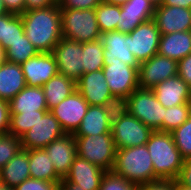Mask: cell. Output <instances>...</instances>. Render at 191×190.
Masks as SVG:
<instances>
[{
  "label": "cell",
  "instance_id": "1",
  "mask_svg": "<svg viewBox=\"0 0 191 190\" xmlns=\"http://www.w3.org/2000/svg\"><path fill=\"white\" fill-rule=\"evenodd\" d=\"M20 15L25 35L38 52L52 53L54 47L63 38L59 4L25 11Z\"/></svg>",
  "mask_w": 191,
  "mask_h": 190
},
{
  "label": "cell",
  "instance_id": "2",
  "mask_svg": "<svg viewBox=\"0 0 191 190\" xmlns=\"http://www.w3.org/2000/svg\"><path fill=\"white\" fill-rule=\"evenodd\" d=\"M153 162L154 173L159 179L176 180L184 159L177 149L170 132L153 131L146 143Z\"/></svg>",
  "mask_w": 191,
  "mask_h": 190
},
{
  "label": "cell",
  "instance_id": "3",
  "mask_svg": "<svg viewBox=\"0 0 191 190\" xmlns=\"http://www.w3.org/2000/svg\"><path fill=\"white\" fill-rule=\"evenodd\" d=\"M112 172L138 186L159 179L146 145L117 149Z\"/></svg>",
  "mask_w": 191,
  "mask_h": 190
},
{
  "label": "cell",
  "instance_id": "4",
  "mask_svg": "<svg viewBox=\"0 0 191 190\" xmlns=\"http://www.w3.org/2000/svg\"><path fill=\"white\" fill-rule=\"evenodd\" d=\"M62 37L76 42L100 40L95 9H61Z\"/></svg>",
  "mask_w": 191,
  "mask_h": 190
},
{
  "label": "cell",
  "instance_id": "5",
  "mask_svg": "<svg viewBox=\"0 0 191 190\" xmlns=\"http://www.w3.org/2000/svg\"><path fill=\"white\" fill-rule=\"evenodd\" d=\"M74 137L77 156L105 171H112L117 150L112 133Z\"/></svg>",
  "mask_w": 191,
  "mask_h": 190
},
{
  "label": "cell",
  "instance_id": "6",
  "mask_svg": "<svg viewBox=\"0 0 191 190\" xmlns=\"http://www.w3.org/2000/svg\"><path fill=\"white\" fill-rule=\"evenodd\" d=\"M129 114L139 119L153 131L163 132L166 108L157 100L152 89H136L128 97Z\"/></svg>",
  "mask_w": 191,
  "mask_h": 190
},
{
  "label": "cell",
  "instance_id": "7",
  "mask_svg": "<svg viewBox=\"0 0 191 190\" xmlns=\"http://www.w3.org/2000/svg\"><path fill=\"white\" fill-rule=\"evenodd\" d=\"M138 69L127 65L117 58L114 60H104L102 71L112 95L128 97L138 89Z\"/></svg>",
  "mask_w": 191,
  "mask_h": 190
},
{
  "label": "cell",
  "instance_id": "8",
  "mask_svg": "<svg viewBox=\"0 0 191 190\" xmlns=\"http://www.w3.org/2000/svg\"><path fill=\"white\" fill-rule=\"evenodd\" d=\"M65 134L58 120L48 110L33 127L20 137V142L22 149L25 150L45 148L52 141Z\"/></svg>",
  "mask_w": 191,
  "mask_h": 190
},
{
  "label": "cell",
  "instance_id": "9",
  "mask_svg": "<svg viewBox=\"0 0 191 190\" xmlns=\"http://www.w3.org/2000/svg\"><path fill=\"white\" fill-rule=\"evenodd\" d=\"M129 36V50L139 64L157 54L161 33L154 19L138 25Z\"/></svg>",
  "mask_w": 191,
  "mask_h": 190
},
{
  "label": "cell",
  "instance_id": "10",
  "mask_svg": "<svg viewBox=\"0 0 191 190\" xmlns=\"http://www.w3.org/2000/svg\"><path fill=\"white\" fill-rule=\"evenodd\" d=\"M153 130L128 114L111 126L116 149L146 145Z\"/></svg>",
  "mask_w": 191,
  "mask_h": 190
},
{
  "label": "cell",
  "instance_id": "11",
  "mask_svg": "<svg viewBox=\"0 0 191 190\" xmlns=\"http://www.w3.org/2000/svg\"><path fill=\"white\" fill-rule=\"evenodd\" d=\"M52 54L60 74L74 81L84 74L82 43L62 38Z\"/></svg>",
  "mask_w": 191,
  "mask_h": 190
},
{
  "label": "cell",
  "instance_id": "12",
  "mask_svg": "<svg viewBox=\"0 0 191 190\" xmlns=\"http://www.w3.org/2000/svg\"><path fill=\"white\" fill-rule=\"evenodd\" d=\"M139 88L152 89L160 82L178 75V62L159 54L139 64Z\"/></svg>",
  "mask_w": 191,
  "mask_h": 190
},
{
  "label": "cell",
  "instance_id": "13",
  "mask_svg": "<svg viewBox=\"0 0 191 190\" xmlns=\"http://www.w3.org/2000/svg\"><path fill=\"white\" fill-rule=\"evenodd\" d=\"M89 104L76 90L50 111L66 134H74L81 125Z\"/></svg>",
  "mask_w": 191,
  "mask_h": 190
},
{
  "label": "cell",
  "instance_id": "14",
  "mask_svg": "<svg viewBox=\"0 0 191 190\" xmlns=\"http://www.w3.org/2000/svg\"><path fill=\"white\" fill-rule=\"evenodd\" d=\"M20 66L27 86L42 87L50 78L59 73L52 53L39 52Z\"/></svg>",
  "mask_w": 191,
  "mask_h": 190
},
{
  "label": "cell",
  "instance_id": "15",
  "mask_svg": "<svg viewBox=\"0 0 191 190\" xmlns=\"http://www.w3.org/2000/svg\"><path fill=\"white\" fill-rule=\"evenodd\" d=\"M47 156L52 161L57 175L65 178L77 156L76 142L73 134H65L52 141L45 148Z\"/></svg>",
  "mask_w": 191,
  "mask_h": 190
},
{
  "label": "cell",
  "instance_id": "16",
  "mask_svg": "<svg viewBox=\"0 0 191 190\" xmlns=\"http://www.w3.org/2000/svg\"><path fill=\"white\" fill-rule=\"evenodd\" d=\"M161 35L191 30V9L161 5L155 8L154 18Z\"/></svg>",
  "mask_w": 191,
  "mask_h": 190
},
{
  "label": "cell",
  "instance_id": "17",
  "mask_svg": "<svg viewBox=\"0 0 191 190\" xmlns=\"http://www.w3.org/2000/svg\"><path fill=\"white\" fill-rule=\"evenodd\" d=\"M121 7L116 31L129 34L138 25L154 18L155 7L149 0H128Z\"/></svg>",
  "mask_w": 191,
  "mask_h": 190
},
{
  "label": "cell",
  "instance_id": "18",
  "mask_svg": "<svg viewBox=\"0 0 191 190\" xmlns=\"http://www.w3.org/2000/svg\"><path fill=\"white\" fill-rule=\"evenodd\" d=\"M76 89L89 105L103 106L112 96L102 70L84 73L76 81Z\"/></svg>",
  "mask_w": 191,
  "mask_h": 190
},
{
  "label": "cell",
  "instance_id": "19",
  "mask_svg": "<svg viewBox=\"0 0 191 190\" xmlns=\"http://www.w3.org/2000/svg\"><path fill=\"white\" fill-rule=\"evenodd\" d=\"M152 91L165 108L191 103V89L178 75L160 82Z\"/></svg>",
  "mask_w": 191,
  "mask_h": 190
},
{
  "label": "cell",
  "instance_id": "20",
  "mask_svg": "<svg viewBox=\"0 0 191 190\" xmlns=\"http://www.w3.org/2000/svg\"><path fill=\"white\" fill-rule=\"evenodd\" d=\"M100 41L104 47V60H114L115 58L123 61L127 65L139 68V63L130 52V36L119 31L102 33Z\"/></svg>",
  "mask_w": 191,
  "mask_h": 190
},
{
  "label": "cell",
  "instance_id": "21",
  "mask_svg": "<svg viewBox=\"0 0 191 190\" xmlns=\"http://www.w3.org/2000/svg\"><path fill=\"white\" fill-rule=\"evenodd\" d=\"M106 171L89 161L76 156L71 165L68 181L80 185L84 190H99L101 180Z\"/></svg>",
  "mask_w": 191,
  "mask_h": 190
},
{
  "label": "cell",
  "instance_id": "22",
  "mask_svg": "<svg viewBox=\"0 0 191 190\" xmlns=\"http://www.w3.org/2000/svg\"><path fill=\"white\" fill-rule=\"evenodd\" d=\"M191 53V30L161 35L157 54L179 61Z\"/></svg>",
  "mask_w": 191,
  "mask_h": 190
},
{
  "label": "cell",
  "instance_id": "23",
  "mask_svg": "<svg viewBox=\"0 0 191 190\" xmlns=\"http://www.w3.org/2000/svg\"><path fill=\"white\" fill-rule=\"evenodd\" d=\"M26 86V81L20 64L6 61L0 65L1 100L9 102Z\"/></svg>",
  "mask_w": 191,
  "mask_h": 190
},
{
  "label": "cell",
  "instance_id": "24",
  "mask_svg": "<svg viewBox=\"0 0 191 190\" xmlns=\"http://www.w3.org/2000/svg\"><path fill=\"white\" fill-rule=\"evenodd\" d=\"M10 113L48 110L42 87L26 86L9 101Z\"/></svg>",
  "mask_w": 191,
  "mask_h": 190
},
{
  "label": "cell",
  "instance_id": "25",
  "mask_svg": "<svg viewBox=\"0 0 191 190\" xmlns=\"http://www.w3.org/2000/svg\"><path fill=\"white\" fill-rule=\"evenodd\" d=\"M42 89L48 110L57 106L77 90L76 81L60 73L50 78Z\"/></svg>",
  "mask_w": 191,
  "mask_h": 190
},
{
  "label": "cell",
  "instance_id": "26",
  "mask_svg": "<svg viewBox=\"0 0 191 190\" xmlns=\"http://www.w3.org/2000/svg\"><path fill=\"white\" fill-rule=\"evenodd\" d=\"M0 172L2 183L12 188L30 178L28 150L21 149Z\"/></svg>",
  "mask_w": 191,
  "mask_h": 190
},
{
  "label": "cell",
  "instance_id": "27",
  "mask_svg": "<svg viewBox=\"0 0 191 190\" xmlns=\"http://www.w3.org/2000/svg\"><path fill=\"white\" fill-rule=\"evenodd\" d=\"M111 133V125L102 106L89 105L81 125L74 136L100 135Z\"/></svg>",
  "mask_w": 191,
  "mask_h": 190
},
{
  "label": "cell",
  "instance_id": "28",
  "mask_svg": "<svg viewBox=\"0 0 191 190\" xmlns=\"http://www.w3.org/2000/svg\"><path fill=\"white\" fill-rule=\"evenodd\" d=\"M30 178L61 182L44 148L28 150Z\"/></svg>",
  "mask_w": 191,
  "mask_h": 190
},
{
  "label": "cell",
  "instance_id": "29",
  "mask_svg": "<svg viewBox=\"0 0 191 190\" xmlns=\"http://www.w3.org/2000/svg\"><path fill=\"white\" fill-rule=\"evenodd\" d=\"M48 110H38L35 112L10 113L9 134L21 137L35 123L41 119Z\"/></svg>",
  "mask_w": 191,
  "mask_h": 190
},
{
  "label": "cell",
  "instance_id": "30",
  "mask_svg": "<svg viewBox=\"0 0 191 190\" xmlns=\"http://www.w3.org/2000/svg\"><path fill=\"white\" fill-rule=\"evenodd\" d=\"M84 73L102 70L104 47L100 40L82 43Z\"/></svg>",
  "mask_w": 191,
  "mask_h": 190
},
{
  "label": "cell",
  "instance_id": "31",
  "mask_svg": "<svg viewBox=\"0 0 191 190\" xmlns=\"http://www.w3.org/2000/svg\"><path fill=\"white\" fill-rule=\"evenodd\" d=\"M96 19L102 33L115 31L121 14V7L101 2L96 8Z\"/></svg>",
  "mask_w": 191,
  "mask_h": 190
},
{
  "label": "cell",
  "instance_id": "32",
  "mask_svg": "<svg viewBox=\"0 0 191 190\" xmlns=\"http://www.w3.org/2000/svg\"><path fill=\"white\" fill-rule=\"evenodd\" d=\"M38 50L23 34L6 50V60L10 63L22 64L38 54Z\"/></svg>",
  "mask_w": 191,
  "mask_h": 190
},
{
  "label": "cell",
  "instance_id": "33",
  "mask_svg": "<svg viewBox=\"0 0 191 190\" xmlns=\"http://www.w3.org/2000/svg\"><path fill=\"white\" fill-rule=\"evenodd\" d=\"M191 116V103L166 108L163 118V132H172Z\"/></svg>",
  "mask_w": 191,
  "mask_h": 190
},
{
  "label": "cell",
  "instance_id": "34",
  "mask_svg": "<svg viewBox=\"0 0 191 190\" xmlns=\"http://www.w3.org/2000/svg\"><path fill=\"white\" fill-rule=\"evenodd\" d=\"M102 107L111 126L129 114V101L126 96L112 95Z\"/></svg>",
  "mask_w": 191,
  "mask_h": 190
},
{
  "label": "cell",
  "instance_id": "35",
  "mask_svg": "<svg viewBox=\"0 0 191 190\" xmlns=\"http://www.w3.org/2000/svg\"><path fill=\"white\" fill-rule=\"evenodd\" d=\"M25 34L21 15L5 13V32L1 46L7 50L12 43L19 40Z\"/></svg>",
  "mask_w": 191,
  "mask_h": 190
},
{
  "label": "cell",
  "instance_id": "36",
  "mask_svg": "<svg viewBox=\"0 0 191 190\" xmlns=\"http://www.w3.org/2000/svg\"><path fill=\"white\" fill-rule=\"evenodd\" d=\"M177 149L184 160L191 159V116L171 132Z\"/></svg>",
  "mask_w": 191,
  "mask_h": 190
},
{
  "label": "cell",
  "instance_id": "37",
  "mask_svg": "<svg viewBox=\"0 0 191 190\" xmlns=\"http://www.w3.org/2000/svg\"><path fill=\"white\" fill-rule=\"evenodd\" d=\"M22 149L20 138L6 133L0 135V170Z\"/></svg>",
  "mask_w": 191,
  "mask_h": 190
},
{
  "label": "cell",
  "instance_id": "38",
  "mask_svg": "<svg viewBox=\"0 0 191 190\" xmlns=\"http://www.w3.org/2000/svg\"><path fill=\"white\" fill-rule=\"evenodd\" d=\"M99 190H138V185L112 171H106L102 177Z\"/></svg>",
  "mask_w": 191,
  "mask_h": 190
},
{
  "label": "cell",
  "instance_id": "39",
  "mask_svg": "<svg viewBox=\"0 0 191 190\" xmlns=\"http://www.w3.org/2000/svg\"><path fill=\"white\" fill-rule=\"evenodd\" d=\"M14 190H60V182L28 178L16 186Z\"/></svg>",
  "mask_w": 191,
  "mask_h": 190
},
{
  "label": "cell",
  "instance_id": "40",
  "mask_svg": "<svg viewBox=\"0 0 191 190\" xmlns=\"http://www.w3.org/2000/svg\"><path fill=\"white\" fill-rule=\"evenodd\" d=\"M101 0H58L60 9H95Z\"/></svg>",
  "mask_w": 191,
  "mask_h": 190
},
{
  "label": "cell",
  "instance_id": "41",
  "mask_svg": "<svg viewBox=\"0 0 191 190\" xmlns=\"http://www.w3.org/2000/svg\"><path fill=\"white\" fill-rule=\"evenodd\" d=\"M138 190H175V180L158 179L138 186Z\"/></svg>",
  "mask_w": 191,
  "mask_h": 190
},
{
  "label": "cell",
  "instance_id": "42",
  "mask_svg": "<svg viewBox=\"0 0 191 190\" xmlns=\"http://www.w3.org/2000/svg\"><path fill=\"white\" fill-rule=\"evenodd\" d=\"M178 76L184 80L191 89V53L178 61Z\"/></svg>",
  "mask_w": 191,
  "mask_h": 190
},
{
  "label": "cell",
  "instance_id": "43",
  "mask_svg": "<svg viewBox=\"0 0 191 190\" xmlns=\"http://www.w3.org/2000/svg\"><path fill=\"white\" fill-rule=\"evenodd\" d=\"M10 109L9 102L0 99V135L6 134L9 129Z\"/></svg>",
  "mask_w": 191,
  "mask_h": 190
},
{
  "label": "cell",
  "instance_id": "44",
  "mask_svg": "<svg viewBox=\"0 0 191 190\" xmlns=\"http://www.w3.org/2000/svg\"><path fill=\"white\" fill-rule=\"evenodd\" d=\"M3 4L9 13L20 15L25 12V0H3Z\"/></svg>",
  "mask_w": 191,
  "mask_h": 190
},
{
  "label": "cell",
  "instance_id": "45",
  "mask_svg": "<svg viewBox=\"0 0 191 190\" xmlns=\"http://www.w3.org/2000/svg\"><path fill=\"white\" fill-rule=\"evenodd\" d=\"M58 4V0H25V11L47 8Z\"/></svg>",
  "mask_w": 191,
  "mask_h": 190
},
{
  "label": "cell",
  "instance_id": "46",
  "mask_svg": "<svg viewBox=\"0 0 191 190\" xmlns=\"http://www.w3.org/2000/svg\"><path fill=\"white\" fill-rule=\"evenodd\" d=\"M177 180L191 188V159L184 160L183 167Z\"/></svg>",
  "mask_w": 191,
  "mask_h": 190
},
{
  "label": "cell",
  "instance_id": "47",
  "mask_svg": "<svg viewBox=\"0 0 191 190\" xmlns=\"http://www.w3.org/2000/svg\"><path fill=\"white\" fill-rule=\"evenodd\" d=\"M162 5L179 6L191 9V0H163Z\"/></svg>",
  "mask_w": 191,
  "mask_h": 190
},
{
  "label": "cell",
  "instance_id": "48",
  "mask_svg": "<svg viewBox=\"0 0 191 190\" xmlns=\"http://www.w3.org/2000/svg\"><path fill=\"white\" fill-rule=\"evenodd\" d=\"M60 190H84L80 188V185L68 181L66 178H63L60 182Z\"/></svg>",
  "mask_w": 191,
  "mask_h": 190
},
{
  "label": "cell",
  "instance_id": "49",
  "mask_svg": "<svg viewBox=\"0 0 191 190\" xmlns=\"http://www.w3.org/2000/svg\"><path fill=\"white\" fill-rule=\"evenodd\" d=\"M5 32V14L0 16V44L4 39Z\"/></svg>",
  "mask_w": 191,
  "mask_h": 190
},
{
  "label": "cell",
  "instance_id": "50",
  "mask_svg": "<svg viewBox=\"0 0 191 190\" xmlns=\"http://www.w3.org/2000/svg\"><path fill=\"white\" fill-rule=\"evenodd\" d=\"M128 0H101V2L103 3H107V4H115L118 6H122L124 5Z\"/></svg>",
  "mask_w": 191,
  "mask_h": 190
},
{
  "label": "cell",
  "instance_id": "51",
  "mask_svg": "<svg viewBox=\"0 0 191 190\" xmlns=\"http://www.w3.org/2000/svg\"><path fill=\"white\" fill-rule=\"evenodd\" d=\"M175 190H191L190 187L181 184L177 179L175 180Z\"/></svg>",
  "mask_w": 191,
  "mask_h": 190
},
{
  "label": "cell",
  "instance_id": "52",
  "mask_svg": "<svg viewBox=\"0 0 191 190\" xmlns=\"http://www.w3.org/2000/svg\"><path fill=\"white\" fill-rule=\"evenodd\" d=\"M6 61V50L0 45V65Z\"/></svg>",
  "mask_w": 191,
  "mask_h": 190
},
{
  "label": "cell",
  "instance_id": "53",
  "mask_svg": "<svg viewBox=\"0 0 191 190\" xmlns=\"http://www.w3.org/2000/svg\"><path fill=\"white\" fill-rule=\"evenodd\" d=\"M149 2L156 8L162 5L163 0H149Z\"/></svg>",
  "mask_w": 191,
  "mask_h": 190
},
{
  "label": "cell",
  "instance_id": "54",
  "mask_svg": "<svg viewBox=\"0 0 191 190\" xmlns=\"http://www.w3.org/2000/svg\"><path fill=\"white\" fill-rule=\"evenodd\" d=\"M5 13H8V12L4 7L3 0H0V16L5 14Z\"/></svg>",
  "mask_w": 191,
  "mask_h": 190
},
{
  "label": "cell",
  "instance_id": "55",
  "mask_svg": "<svg viewBox=\"0 0 191 190\" xmlns=\"http://www.w3.org/2000/svg\"><path fill=\"white\" fill-rule=\"evenodd\" d=\"M0 190H14V188L9 187L6 184H3L2 182L0 183Z\"/></svg>",
  "mask_w": 191,
  "mask_h": 190
}]
</instances>
